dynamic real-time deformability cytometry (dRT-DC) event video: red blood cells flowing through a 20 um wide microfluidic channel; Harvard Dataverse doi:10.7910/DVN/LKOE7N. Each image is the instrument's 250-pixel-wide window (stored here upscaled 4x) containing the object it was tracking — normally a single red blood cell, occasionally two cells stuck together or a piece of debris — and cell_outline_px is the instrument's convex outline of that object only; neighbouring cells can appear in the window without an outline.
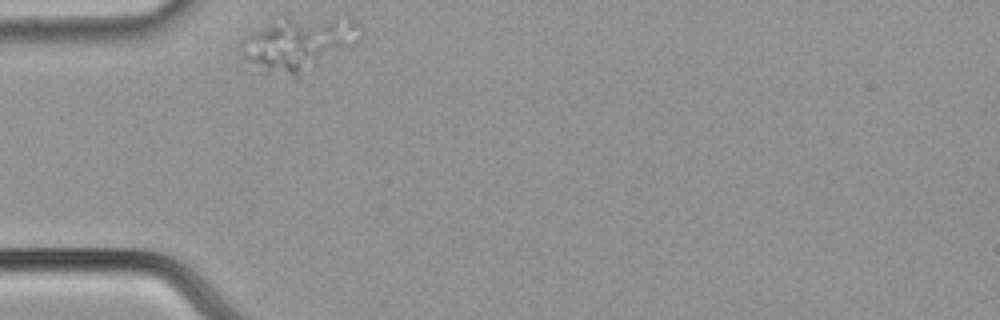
{"species": "common noctule bat (a hibernating species)", "species_latin": "Nyctalus noctula", "temperature_condition": "cold", "stored_images_in_passage": 30, "camera_frame_rate_fps": 3000, "um_per_image_px": 0.085, "animal": {"sex": "male", "body_mass_g": 21.5, "forearm_length_mm": 52.0}, "frame": {"image": 1, "passage_image": 1, "time_ms": 0.0, "image_size_px": [1000, 320], "cell_outline_px": [[360, 40], [356, 44], [296, 80], [260, 72], [244, 60], [240, 40], [244, 36], [252, 32], [288, 16], [352, 16], [360, 24]], "centroid_in_image_um": [25.43, 3.74], "position_along_channel_um": 59.6, "area_um2": 39.07}}
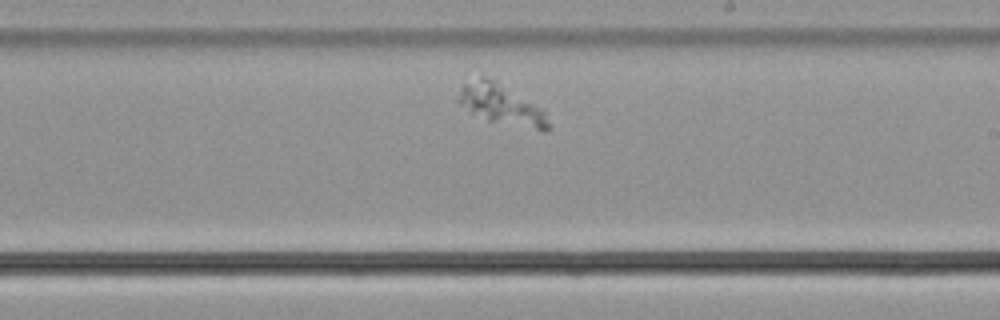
{"frame": {"image": 2, "passage_image": 18, "time_ms": 5.667, "image_size_px": [1000, 320], "cell_outline_px": [[548, 128], [544, 132], [488, 120], [472, 112], [460, 104], [456, 100], [460, 88], [464, 84], [480, 76], [484, 76], [496, 80], [544, 108], [548, 124]], "centroid_in_image_um": [42.63, 8.87], "position_along_channel_um": 246.4, "area_um2": 21.1}}
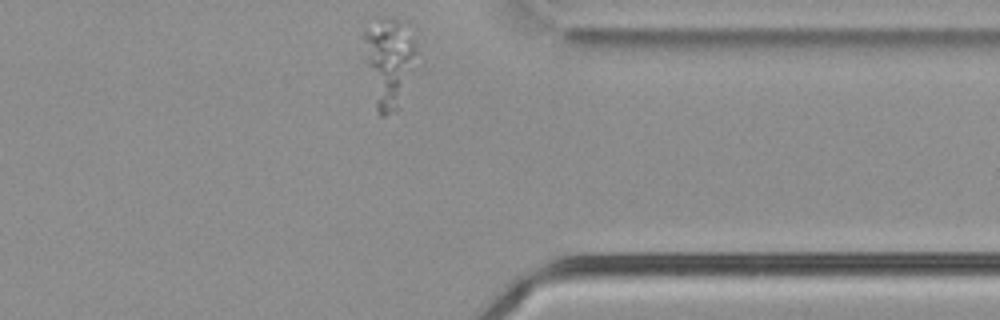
{"frame": {"image": 3, "passage_image": 30, "time_ms": 9.667, "image_size_px": [1000, 320], "cell_outline_px": [[416, 52], [400, 108], [384, 116], [380, 116], [376, 108], [368, 64], [364, 40], [364, 32], [380, 16], [384, 16], [396, 20], [400, 24], [416, 44]], "centroid_in_image_um": [33.05, 5.31], "position_along_channel_um": 378.3, "area_um2": 25.89}}